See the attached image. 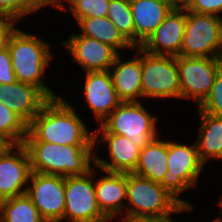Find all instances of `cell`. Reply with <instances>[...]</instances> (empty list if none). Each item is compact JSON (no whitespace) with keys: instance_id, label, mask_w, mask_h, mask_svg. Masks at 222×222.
Wrapping results in <instances>:
<instances>
[{"instance_id":"6da1fadb","label":"cell","mask_w":222,"mask_h":222,"mask_svg":"<svg viewBox=\"0 0 222 222\" xmlns=\"http://www.w3.org/2000/svg\"><path fill=\"white\" fill-rule=\"evenodd\" d=\"M73 109L65 98L49 99L28 124V133L24 141L95 146L94 132L88 133V128Z\"/></svg>"},{"instance_id":"7a4b0ae2","label":"cell","mask_w":222,"mask_h":222,"mask_svg":"<svg viewBox=\"0 0 222 222\" xmlns=\"http://www.w3.org/2000/svg\"><path fill=\"white\" fill-rule=\"evenodd\" d=\"M31 171L60 176H82L95 162V146L58 145L43 141H24Z\"/></svg>"},{"instance_id":"3957f363","label":"cell","mask_w":222,"mask_h":222,"mask_svg":"<svg viewBox=\"0 0 222 222\" xmlns=\"http://www.w3.org/2000/svg\"><path fill=\"white\" fill-rule=\"evenodd\" d=\"M49 46L43 39L18 28L10 34L7 42L17 81L32 84L53 99L60 96H56L41 78L52 59Z\"/></svg>"},{"instance_id":"277c9868","label":"cell","mask_w":222,"mask_h":222,"mask_svg":"<svg viewBox=\"0 0 222 222\" xmlns=\"http://www.w3.org/2000/svg\"><path fill=\"white\" fill-rule=\"evenodd\" d=\"M126 217L123 222L144 218H161L192 208L182 206L159 183L135 173H127Z\"/></svg>"},{"instance_id":"5b68a950","label":"cell","mask_w":222,"mask_h":222,"mask_svg":"<svg viewBox=\"0 0 222 222\" xmlns=\"http://www.w3.org/2000/svg\"><path fill=\"white\" fill-rule=\"evenodd\" d=\"M140 101L121 102L100 124L98 133H112L128 137L140 149L156 138V122Z\"/></svg>"},{"instance_id":"8992f818","label":"cell","mask_w":222,"mask_h":222,"mask_svg":"<svg viewBox=\"0 0 222 222\" xmlns=\"http://www.w3.org/2000/svg\"><path fill=\"white\" fill-rule=\"evenodd\" d=\"M167 164L168 171L160 185L182 206L193 209V205L180 199L178 194L185 189L196 186L200 172L205 165L199 158L196 143L187 146L168 141Z\"/></svg>"},{"instance_id":"52a82bcc","label":"cell","mask_w":222,"mask_h":222,"mask_svg":"<svg viewBox=\"0 0 222 222\" xmlns=\"http://www.w3.org/2000/svg\"><path fill=\"white\" fill-rule=\"evenodd\" d=\"M222 38V17L196 14L186 9L180 55L216 58Z\"/></svg>"},{"instance_id":"ba28073f","label":"cell","mask_w":222,"mask_h":222,"mask_svg":"<svg viewBox=\"0 0 222 222\" xmlns=\"http://www.w3.org/2000/svg\"><path fill=\"white\" fill-rule=\"evenodd\" d=\"M140 54L142 55V97L181 98L177 56L154 55L141 48Z\"/></svg>"},{"instance_id":"9c48e42d","label":"cell","mask_w":222,"mask_h":222,"mask_svg":"<svg viewBox=\"0 0 222 222\" xmlns=\"http://www.w3.org/2000/svg\"><path fill=\"white\" fill-rule=\"evenodd\" d=\"M91 169L82 176L64 177L65 210L64 219L72 222H108L98 208ZM92 179V180H91Z\"/></svg>"},{"instance_id":"30bf717a","label":"cell","mask_w":222,"mask_h":222,"mask_svg":"<svg viewBox=\"0 0 222 222\" xmlns=\"http://www.w3.org/2000/svg\"><path fill=\"white\" fill-rule=\"evenodd\" d=\"M181 98H192L199 106L207 97L220 69L216 58L177 56Z\"/></svg>"},{"instance_id":"8fae6325","label":"cell","mask_w":222,"mask_h":222,"mask_svg":"<svg viewBox=\"0 0 222 222\" xmlns=\"http://www.w3.org/2000/svg\"><path fill=\"white\" fill-rule=\"evenodd\" d=\"M26 194L31 198L40 216L46 222L64 220V176L41 174L32 171Z\"/></svg>"},{"instance_id":"7c38bea8","label":"cell","mask_w":222,"mask_h":222,"mask_svg":"<svg viewBox=\"0 0 222 222\" xmlns=\"http://www.w3.org/2000/svg\"><path fill=\"white\" fill-rule=\"evenodd\" d=\"M31 172L26 148L23 144H13L0 156V200L25 194L27 188L23 186Z\"/></svg>"},{"instance_id":"4fadbf2b","label":"cell","mask_w":222,"mask_h":222,"mask_svg":"<svg viewBox=\"0 0 222 222\" xmlns=\"http://www.w3.org/2000/svg\"><path fill=\"white\" fill-rule=\"evenodd\" d=\"M185 24L186 8L172 9L139 47L154 55L180 56Z\"/></svg>"},{"instance_id":"5bb4252c","label":"cell","mask_w":222,"mask_h":222,"mask_svg":"<svg viewBox=\"0 0 222 222\" xmlns=\"http://www.w3.org/2000/svg\"><path fill=\"white\" fill-rule=\"evenodd\" d=\"M63 44L86 72L109 70L119 55L110 45L79 34H73Z\"/></svg>"},{"instance_id":"9a60e30c","label":"cell","mask_w":222,"mask_h":222,"mask_svg":"<svg viewBox=\"0 0 222 222\" xmlns=\"http://www.w3.org/2000/svg\"><path fill=\"white\" fill-rule=\"evenodd\" d=\"M49 98L36 86L24 82L0 84V102L27 124L40 112Z\"/></svg>"},{"instance_id":"2e32d148","label":"cell","mask_w":222,"mask_h":222,"mask_svg":"<svg viewBox=\"0 0 222 222\" xmlns=\"http://www.w3.org/2000/svg\"><path fill=\"white\" fill-rule=\"evenodd\" d=\"M85 79L86 101L100 124L122 101L113 87L109 70L87 71Z\"/></svg>"},{"instance_id":"e0dca14e","label":"cell","mask_w":222,"mask_h":222,"mask_svg":"<svg viewBox=\"0 0 222 222\" xmlns=\"http://www.w3.org/2000/svg\"><path fill=\"white\" fill-rule=\"evenodd\" d=\"M99 136L103 138L102 142L108 143L111 163L95 156L94 165L107 172L133 173L139 159L140 148L132 143L128 137L112 133L100 135L94 132V143L100 142Z\"/></svg>"},{"instance_id":"ac0fdd59","label":"cell","mask_w":222,"mask_h":222,"mask_svg":"<svg viewBox=\"0 0 222 222\" xmlns=\"http://www.w3.org/2000/svg\"><path fill=\"white\" fill-rule=\"evenodd\" d=\"M135 48L137 50L135 58L122 62L121 56L118 55L109 69L113 87L122 102L139 101L137 98H142V56L140 55V47Z\"/></svg>"},{"instance_id":"d6986e66","label":"cell","mask_w":222,"mask_h":222,"mask_svg":"<svg viewBox=\"0 0 222 222\" xmlns=\"http://www.w3.org/2000/svg\"><path fill=\"white\" fill-rule=\"evenodd\" d=\"M104 172L107 176L94 182L95 195L98 208L110 221L125 208L122 203L126 199L127 173Z\"/></svg>"},{"instance_id":"ffe728a7","label":"cell","mask_w":222,"mask_h":222,"mask_svg":"<svg viewBox=\"0 0 222 222\" xmlns=\"http://www.w3.org/2000/svg\"><path fill=\"white\" fill-rule=\"evenodd\" d=\"M130 6L135 27V47H139L172 10L160 0H132Z\"/></svg>"},{"instance_id":"44dd1931","label":"cell","mask_w":222,"mask_h":222,"mask_svg":"<svg viewBox=\"0 0 222 222\" xmlns=\"http://www.w3.org/2000/svg\"><path fill=\"white\" fill-rule=\"evenodd\" d=\"M168 141L158 140V136L140 149L139 159L135 168L136 175L161 183L168 171Z\"/></svg>"},{"instance_id":"7402d4cb","label":"cell","mask_w":222,"mask_h":222,"mask_svg":"<svg viewBox=\"0 0 222 222\" xmlns=\"http://www.w3.org/2000/svg\"><path fill=\"white\" fill-rule=\"evenodd\" d=\"M200 131L195 142L200 160L222 159V116L199 112Z\"/></svg>"},{"instance_id":"603a6c76","label":"cell","mask_w":222,"mask_h":222,"mask_svg":"<svg viewBox=\"0 0 222 222\" xmlns=\"http://www.w3.org/2000/svg\"><path fill=\"white\" fill-rule=\"evenodd\" d=\"M77 23L82 32L79 35L106 43L117 51L122 48H135L107 16L82 18Z\"/></svg>"},{"instance_id":"cb8c5ba5","label":"cell","mask_w":222,"mask_h":222,"mask_svg":"<svg viewBox=\"0 0 222 222\" xmlns=\"http://www.w3.org/2000/svg\"><path fill=\"white\" fill-rule=\"evenodd\" d=\"M0 222H46L25 193L0 200Z\"/></svg>"},{"instance_id":"d4e9b609","label":"cell","mask_w":222,"mask_h":222,"mask_svg":"<svg viewBox=\"0 0 222 222\" xmlns=\"http://www.w3.org/2000/svg\"><path fill=\"white\" fill-rule=\"evenodd\" d=\"M107 17L122 35L135 47V27L130 1L110 0Z\"/></svg>"},{"instance_id":"484cf974","label":"cell","mask_w":222,"mask_h":222,"mask_svg":"<svg viewBox=\"0 0 222 222\" xmlns=\"http://www.w3.org/2000/svg\"><path fill=\"white\" fill-rule=\"evenodd\" d=\"M28 133V124L3 102H0V135L12 144H22Z\"/></svg>"},{"instance_id":"4316f807","label":"cell","mask_w":222,"mask_h":222,"mask_svg":"<svg viewBox=\"0 0 222 222\" xmlns=\"http://www.w3.org/2000/svg\"><path fill=\"white\" fill-rule=\"evenodd\" d=\"M69 8L78 21L87 17L107 16L110 0H67Z\"/></svg>"},{"instance_id":"83f0119b","label":"cell","mask_w":222,"mask_h":222,"mask_svg":"<svg viewBox=\"0 0 222 222\" xmlns=\"http://www.w3.org/2000/svg\"><path fill=\"white\" fill-rule=\"evenodd\" d=\"M198 112L222 116V70L219 69L205 100L198 106Z\"/></svg>"},{"instance_id":"f1b7e54d","label":"cell","mask_w":222,"mask_h":222,"mask_svg":"<svg viewBox=\"0 0 222 222\" xmlns=\"http://www.w3.org/2000/svg\"><path fill=\"white\" fill-rule=\"evenodd\" d=\"M39 9L33 0H0V16L15 21L29 13L37 12Z\"/></svg>"},{"instance_id":"f546056e","label":"cell","mask_w":222,"mask_h":222,"mask_svg":"<svg viewBox=\"0 0 222 222\" xmlns=\"http://www.w3.org/2000/svg\"><path fill=\"white\" fill-rule=\"evenodd\" d=\"M186 9L196 14L220 17L221 15H219V13L222 12V0H192Z\"/></svg>"},{"instance_id":"4dcf8cb0","label":"cell","mask_w":222,"mask_h":222,"mask_svg":"<svg viewBox=\"0 0 222 222\" xmlns=\"http://www.w3.org/2000/svg\"><path fill=\"white\" fill-rule=\"evenodd\" d=\"M17 82L13 70L11 55L8 47L0 50V84H11Z\"/></svg>"},{"instance_id":"1f68e13d","label":"cell","mask_w":222,"mask_h":222,"mask_svg":"<svg viewBox=\"0 0 222 222\" xmlns=\"http://www.w3.org/2000/svg\"><path fill=\"white\" fill-rule=\"evenodd\" d=\"M16 21L0 16V50L7 47L10 34L15 30Z\"/></svg>"},{"instance_id":"d6a6232c","label":"cell","mask_w":222,"mask_h":222,"mask_svg":"<svg viewBox=\"0 0 222 222\" xmlns=\"http://www.w3.org/2000/svg\"><path fill=\"white\" fill-rule=\"evenodd\" d=\"M33 1L39 8L46 5H52L54 8L68 11L66 9L67 7L65 6L66 4L62 3L64 1L67 2V0H33Z\"/></svg>"},{"instance_id":"836d02e7","label":"cell","mask_w":222,"mask_h":222,"mask_svg":"<svg viewBox=\"0 0 222 222\" xmlns=\"http://www.w3.org/2000/svg\"><path fill=\"white\" fill-rule=\"evenodd\" d=\"M128 222H174L170 215L166 217H161V218H144V219H137L133 221H128Z\"/></svg>"},{"instance_id":"e575fe53","label":"cell","mask_w":222,"mask_h":222,"mask_svg":"<svg viewBox=\"0 0 222 222\" xmlns=\"http://www.w3.org/2000/svg\"><path fill=\"white\" fill-rule=\"evenodd\" d=\"M13 144L6 139L4 136L0 135V156L9 149Z\"/></svg>"},{"instance_id":"d590c367","label":"cell","mask_w":222,"mask_h":222,"mask_svg":"<svg viewBox=\"0 0 222 222\" xmlns=\"http://www.w3.org/2000/svg\"><path fill=\"white\" fill-rule=\"evenodd\" d=\"M160 1L166 3L172 9H182V0H160Z\"/></svg>"},{"instance_id":"8d00e7d4","label":"cell","mask_w":222,"mask_h":222,"mask_svg":"<svg viewBox=\"0 0 222 222\" xmlns=\"http://www.w3.org/2000/svg\"><path fill=\"white\" fill-rule=\"evenodd\" d=\"M216 59L218 62V66L222 70V38H221L220 47H219V51H218Z\"/></svg>"},{"instance_id":"74e56055","label":"cell","mask_w":222,"mask_h":222,"mask_svg":"<svg viewBox=\"0 0 222 222\" xmlns=\"http://www.w3.org/2000/svg\"><path fill=\"white\" fill-rule=\"evenodd\" d=\"M191 2L192 0H182V8H186Z\"/></svg>"},{"instance_id":"f35d334b","label":"cell","mask_w":222,"mask_h":222,"mask_svg":"<svg viewBox=\"0 0 222 222\" xmlns=\"http://www.w3.org/2000/svg\"><path fill=\"white\" fill-rule=\"evenodd\" d=\"M213 222H222L221 219H215Z\"/></svg>"}]
</instances>
